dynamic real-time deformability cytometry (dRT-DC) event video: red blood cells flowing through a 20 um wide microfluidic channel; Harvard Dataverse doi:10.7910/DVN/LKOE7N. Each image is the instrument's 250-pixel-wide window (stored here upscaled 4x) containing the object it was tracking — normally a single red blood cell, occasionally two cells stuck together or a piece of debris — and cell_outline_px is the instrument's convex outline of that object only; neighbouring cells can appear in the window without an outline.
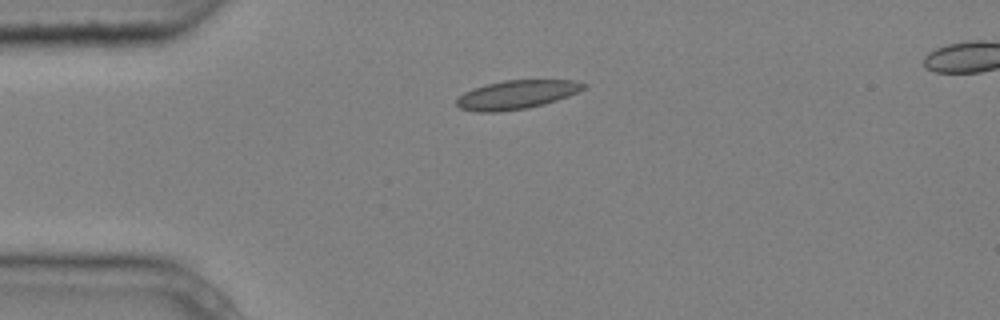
{"species": "common noctule bat (a hibernating species)", "species_latin": "Nyctalus noctula", "temperature_condition": "cold", "stored_images_in_passage": 5, "camera_frame_rate_fps": 3000, "um_per_image_px": 0.085, "animal": {"sex": "male", "body_mass_g": 20.4}, "frame": {"image": 1, "passage_image": 5, "time_ms": 1.333, "image_size_px": [1000, 320], "cell_outline_px": [[588, 88], [568, 96], [544, 104], [528, 108], [500, 112], [476, 112], [460, 108], [456, 104], [456, 100], [464, 92], [472, 88], [484, 84], [504, 80], [576, 80], [588, 84]], "centroid_in_image_um": [43.93, 8.04], "position_along_channel_um": 41.1, "area_um2": 21.56}}